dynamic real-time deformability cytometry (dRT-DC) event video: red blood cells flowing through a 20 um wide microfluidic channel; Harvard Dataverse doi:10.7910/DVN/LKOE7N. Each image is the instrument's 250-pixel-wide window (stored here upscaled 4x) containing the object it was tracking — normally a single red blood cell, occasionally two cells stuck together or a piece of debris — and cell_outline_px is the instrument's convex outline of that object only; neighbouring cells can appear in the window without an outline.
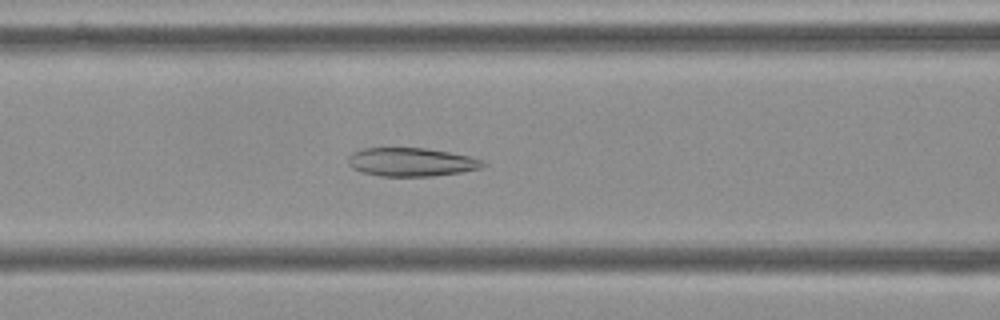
{"species": "Egyptian fruit bat (a non-hibernating species)", "species_latin": "Rousettus aegyptiacus", "temperature_condition": "cold", "stored_images_in_passage": 56, "segment_of_instrument_passage": [1, 2], "camera_frame_rate_fps": 3000, "um_per_image_px": 0.085, "frame": {"image": 1, "passage_image": 22, "time_ms": 7.0, "image_size_px": [1000, 320], "cell_outline_px": [[488, 164], [480, 168], [460, 172], [432, 176], [380, 176], [364, 172], [352, 168], [348, 164], [348, 156], [352, 152], [364, 148], [424, 148], [472, 156], [484, 160]], "centroid_in_image_um": [34.98, 13.77], "position_along_channel_um": 131.6, "area_um2": 22.43}}
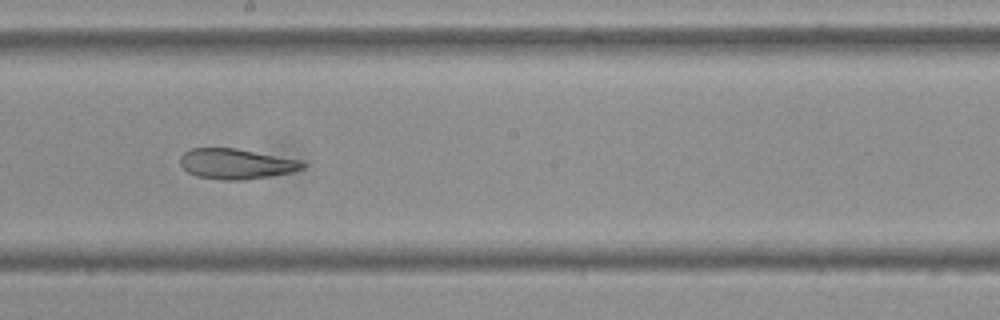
{"frame": {"image": 2, "passage_image": 30, "time_ms": 9.667, "image_size_px": [1000, 320], "cell_outline_px": [[308, 164], [304, 168], [292, 172], [244, 180], [224, 180], [196, 176], [188, 172], [180, 164], [180, 156], [184, 152], [192, 148], [236, 148], [300, 160]], "centroid_in_image_um": [20.08, 13.92], "position_along_channel_um": 228.1, "area_um2": 21.62}}
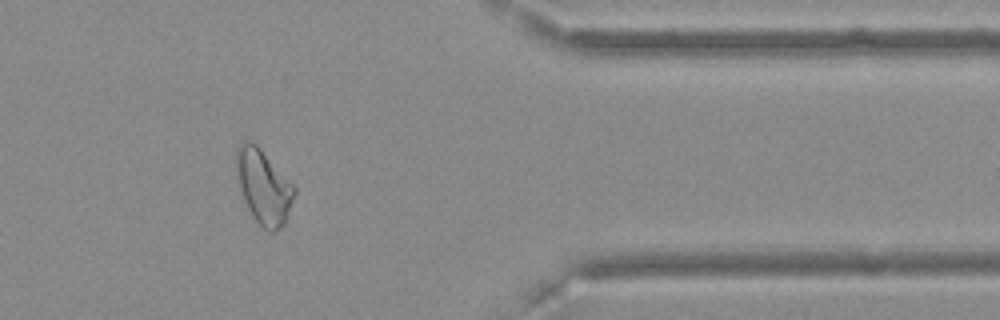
{"frame": {"image": 3, "passage_image": 45, "time_ms": 14.667, "image_size_px": [1000, 320], "cell_outline_px": [[296, 192], [284, 224], [276, 232], [268, 232], [252, 216], [244, 200], [240, 188], [236, 168], [236, 148], [244, 140], [248, 140], [256, 144], [260, 148], [296, 188]], "centroid_in_image_um": [22.4, 15.87], "position_along_channel_um": 389.0, "area_um2": 24.8}}